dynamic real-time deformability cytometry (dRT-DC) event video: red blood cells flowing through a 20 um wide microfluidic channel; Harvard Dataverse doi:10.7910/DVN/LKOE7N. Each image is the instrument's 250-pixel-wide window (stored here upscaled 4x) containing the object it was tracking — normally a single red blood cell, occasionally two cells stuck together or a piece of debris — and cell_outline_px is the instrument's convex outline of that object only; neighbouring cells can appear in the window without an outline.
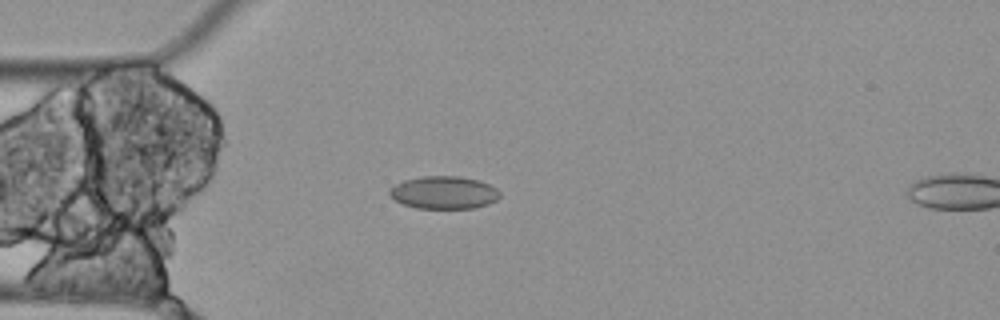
{"species": "Egyptian fruit bat (a non-hibernating species)", "species_latin": "Rousettus aegyptiacus", "temperature_condition": "cold", "stored_images_in_passage": 5, "camera_frame_rate_fps": 3000, "um_per_image_px": 0.085, "animal": {"sex": "female"}, "frame": {"image": 1, "passage_image": 4, "time_ms": 1.0, "image_size_px": [1000, 320], "cell_outline_px": [[500, 196], [496, 200], [488, 204], [472, 208], [416, 208], [404, 204], [396, 200], [388, 192], [388, 188], [404, 180], [420, 176], [460, 176], [476, 180], [488, 184], [496, 188], [500, 192]], "centroid_in_image_um": [37.72, 16.36], "position_along_channel_um": 47.3, "area_um2": 20.92}}